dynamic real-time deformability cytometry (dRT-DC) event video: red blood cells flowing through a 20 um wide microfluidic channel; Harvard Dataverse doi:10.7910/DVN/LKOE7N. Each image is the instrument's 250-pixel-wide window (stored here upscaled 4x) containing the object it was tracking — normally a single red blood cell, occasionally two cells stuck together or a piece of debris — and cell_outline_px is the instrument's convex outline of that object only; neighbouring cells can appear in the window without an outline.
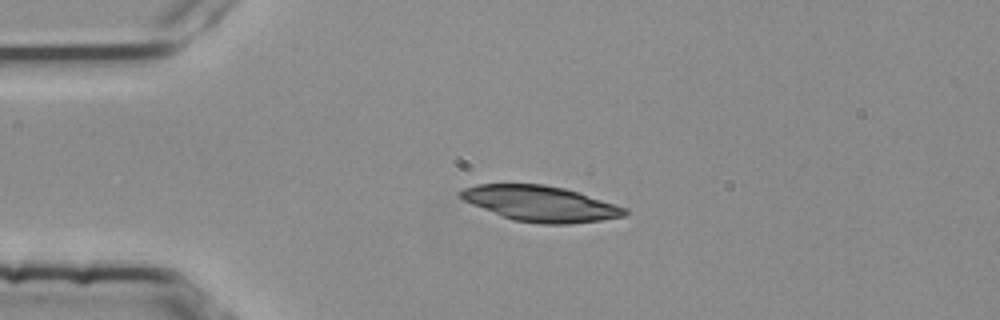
{"species": "common noctule bat (a hibernating species)", "species_latin": "Nyctalus noctula", "temperature_condition": "room temperature", "stored_images_in_passage": 40, "camera_frame_rate_fps": 3000, "um_per_image_px": 0.085, "animal": {"sex": "female", "body_mass_g": 25.1}, "frame": {"image": 1, "passage_image": 1, "time_ms": 0.0, "image_size_px": [1000, 320], "cell_outline_px": [[628, 212], [624, 216], [600, 220], [568, 224], [540, 224], [512, 220], [472, 204], [464, 200], [460, 196], [460, 192], [464, 188], [476, 184], [544, 184], [564, 188], [580, 192], [628, 208]], "centroid_in_image_um": [45.98, 17.3], "position_along_channel_um": 39.0, "area_um2": 33.99}}
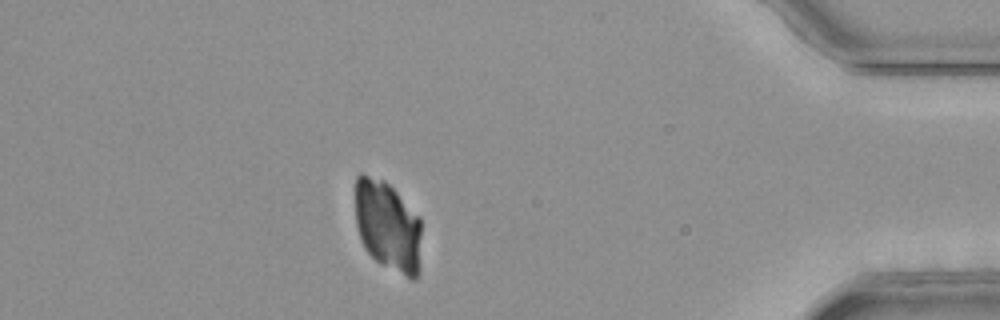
{"frame": {"image": 2, "passage_image": 36, "time_ms": 11.667, "image_size_px": [1000, 320], "cell_outline_px": [[420, 272], [416, 280], [412, 280], [380, 264], [364, 248], [360, 240], [356, 224], [356, 176], [360, 172], [384, 180], [420, 216]], "centroid_in_image_um": [32.97, 19.24], "position_along_channel_um": 402.2, "area_um2": 35.26}}